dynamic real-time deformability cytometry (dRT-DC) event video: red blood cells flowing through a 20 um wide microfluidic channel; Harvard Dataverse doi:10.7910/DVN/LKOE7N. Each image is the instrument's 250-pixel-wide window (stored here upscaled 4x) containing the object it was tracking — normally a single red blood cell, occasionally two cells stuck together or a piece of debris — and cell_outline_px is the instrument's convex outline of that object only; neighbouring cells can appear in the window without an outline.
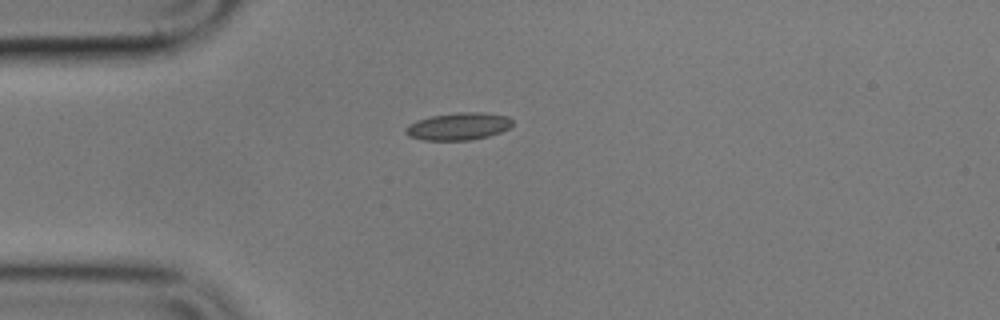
{"species": "common noctule bat (a hibernating species)", "species_latin": "Nyctalus noctula", "temperature_condition": "cold", "stored_images_in_passage": 2, "camera_frame_rate_fps": 3000, "um_per_image_px": 0.085, "animal": {"sex": "male", "body_mass_g": 17.9}, "frame": {"image": 1, "passage_image": 1, "time_ms": 0.0, "image_size_px": [1000, 320], "cell_outline_px": [[512, 124], [508, 128], [500, 132], [488, 136], [472, 140], [420, 140], [408, 136], [404, 132], [404, 128], [408, 124], [416, 120], [432, 116], [456, 112], [484, 112], [508, 116], [512, 120]], "centroid_in_image_um": [38.93, 10.74], "position_along_channel_um": 46.1, "area_um2": 17.22}}
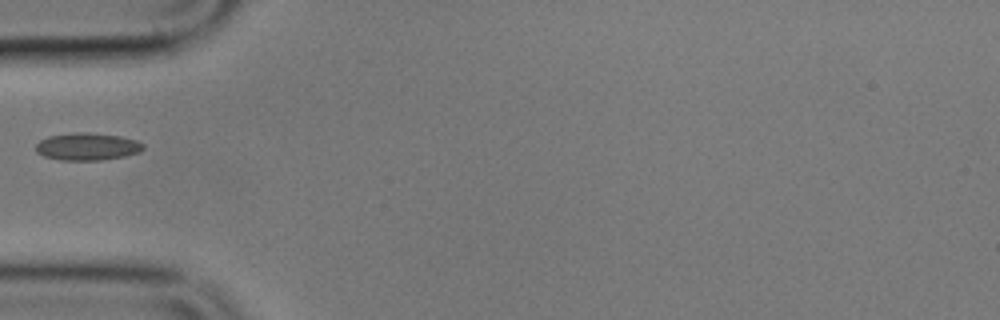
{"frame": {"image": 2, "passage_image": 2, "time_ms": 1.333, "image_size_px": [1000, 320], "cell_outline_px": [[144, 148], [140, 152], [124, 156], [100, 160], [60, 160], [44, 156], [36, 152], [36, 144], [40, 140], [48, 136], [72, 132], [84, 132], [120, 136], [136, 140], [144, 144]], "centroid_in_image_um": [7.41, 12.45], "position_along_channel_um": 77.6, "area_um2": 17.17}}